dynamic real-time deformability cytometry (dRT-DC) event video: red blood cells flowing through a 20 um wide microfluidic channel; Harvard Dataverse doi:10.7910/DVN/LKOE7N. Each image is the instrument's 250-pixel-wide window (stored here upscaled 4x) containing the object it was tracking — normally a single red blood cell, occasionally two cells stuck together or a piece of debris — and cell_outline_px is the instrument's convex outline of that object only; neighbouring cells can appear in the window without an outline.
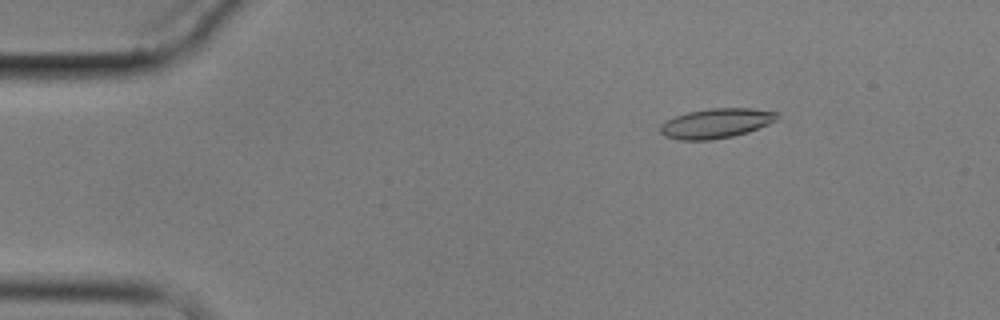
{"species": "common noctule bat (a hibernating species)", "species_latin": "Nyctalus noctula", "temperature_condition": "cold", "stored_images_in_passage": 5, "camera_frame_rate_fps": 3000, "um_per_image_px": 0.085, "animal": {"sex": "male", "body_mass_g": 17.9}, "frame": {"image": 1, "passage_image": 3, "time_ms": 2.333, "image_size_px": [1000, 320], "cell_outline_px": [[780, 112], [776, 120], [768, 124], [748, 132], [732, 136], [712, 140], [680, 140], [664, 136], [660, 132], [660, 124], [676, 116], [688, 112], [708, 108], [752, 108]], "centroid_in_image_um": [60.88, 10.48], "position_along_channel_um": 24.1, "area_um2": 20.29}}
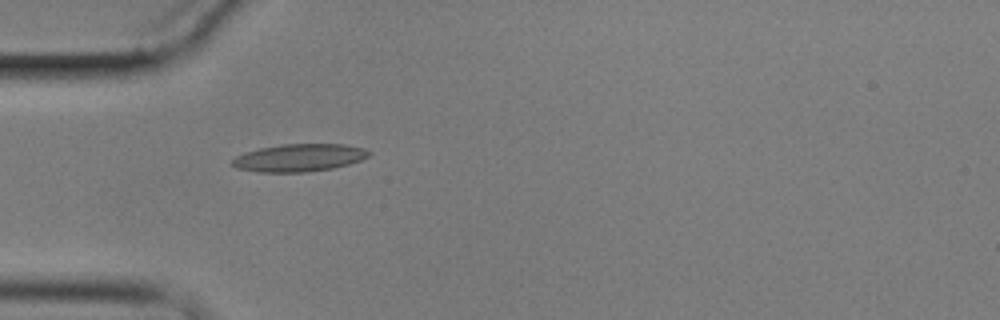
{"frame": {"image": 2, "passage_image": 5, "time_ms": 5.333, "image_size_px": [1000, 320], "cell_outline_px": [[372, 152], [368, 156], [360, 160], [348, 164], [332, 168], [308, 172], [256, 172], [236, 168], [232, 164], [232, 160], [236, 156], [244, 152], [260, 148], [284, 144], [344, 144], [364, 148]], "centroid_in_image_um": [25.42, 13.41], "position_along_channel_um": 59.6, "area_um2": 21.96}}